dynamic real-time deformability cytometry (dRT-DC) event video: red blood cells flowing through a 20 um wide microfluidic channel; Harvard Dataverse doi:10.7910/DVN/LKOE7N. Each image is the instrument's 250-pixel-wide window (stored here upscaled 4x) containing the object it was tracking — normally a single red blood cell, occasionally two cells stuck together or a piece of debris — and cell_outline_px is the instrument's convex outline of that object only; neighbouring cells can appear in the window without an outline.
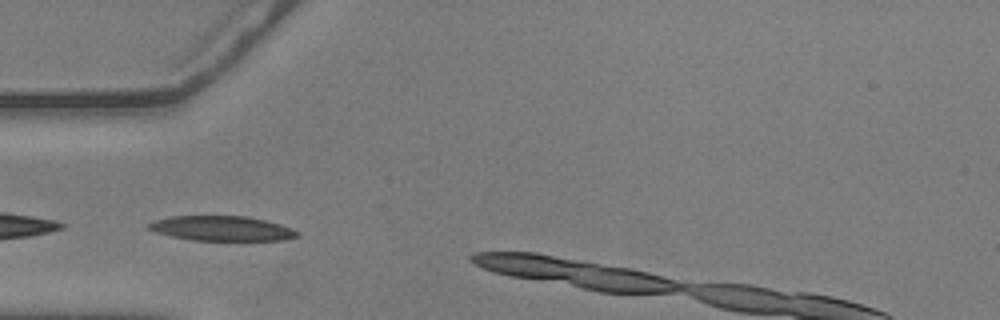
{"species": "common noctule bat (a hibernating species)", "species_latin": "Nyctalus noctula", "temperature_condition": "warm", "stored_images_in_passage": 14, "camera_frame_rate_fps": 3000, "um_per_image_px": 0.085, "animal": {"sex": "male", "body_mass_g": 20.5, "forearm_length_mm": 52.5}, "frame": {"image": 1, "passage_image": 7, "time_ms": 2.0, "image_size_px": [1000, 320], "cell_outline_px": [[300, 236], [284, 240], [192, 240], [172, 236], [156, 232], [148, 228], [148, 224], [156, 220], [172, 216], [248, 216], [280, 224], [300, 232]], "centroid_in_image_um": [18.89, 19.41], "position_along_channel_um": 66.1, "area_um2": 21.33}}
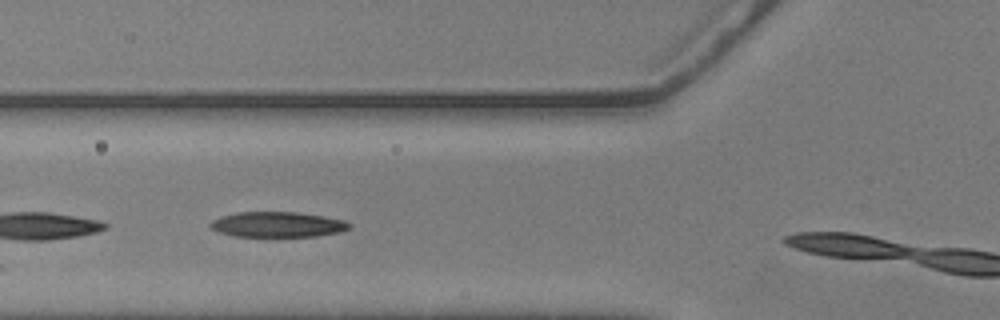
{"frame": {"image": 2, "passage_image": 10, "time_ms": 3.0, "image_size_px": [1000, 320], "cell_outline_px": [[352, 228], [340, 232], [316, 236], [232, 236], [208, 228], [208, 224], [212, 220], [220, 216], [236, 212], [296, 212], [324, 216], [344, 220], [352, 224]], "centroid_in_image_um": [23.58, 19.08], "position_along_channel_um": 102.2, "area_um2": 20.69}}